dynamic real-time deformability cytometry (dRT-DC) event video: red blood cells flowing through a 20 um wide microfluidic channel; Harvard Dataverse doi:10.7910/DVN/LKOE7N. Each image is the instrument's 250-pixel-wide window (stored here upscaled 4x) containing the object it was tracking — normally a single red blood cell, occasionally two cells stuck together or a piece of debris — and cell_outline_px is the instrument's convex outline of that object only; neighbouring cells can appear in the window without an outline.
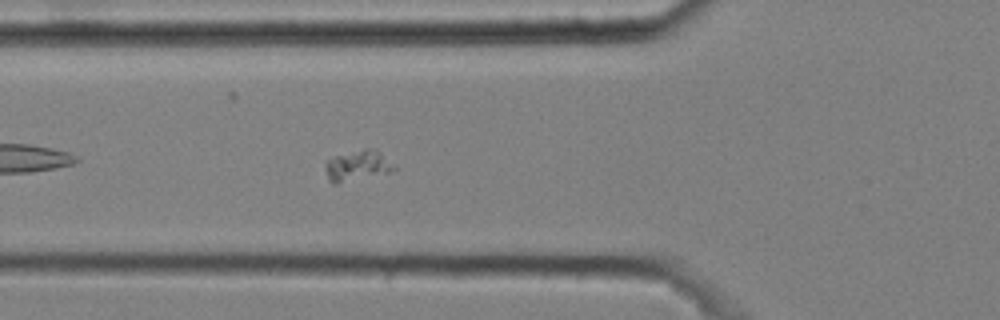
{"species": "common noctule bat (a hibernating species)", "species_latin": "Nyctalus noctula", "temperature_condition": "cold", "stored_images_in_passage": 41, "camera_frame_rate_fps": 3000, "um_per_image_px": 0.085, "animal": {"sex": "male", "body_mass_g": 20.4}, "frame": {"image": 1, "passage_image": 7, "time_ms": 2.0, "image_size_px": [1000, 320], "cell_outline_px": [[396, 168], [388, 172], [336, 184], [332, 184], [328, 180], [324, 168], [324, 164], [328, 160], [336, 156], [364, 148], [376, 148]], "centroid_in_image_um": [30.33, 14.08], "position_along_channel_um": 95.5, "area_um2": 12.08}}
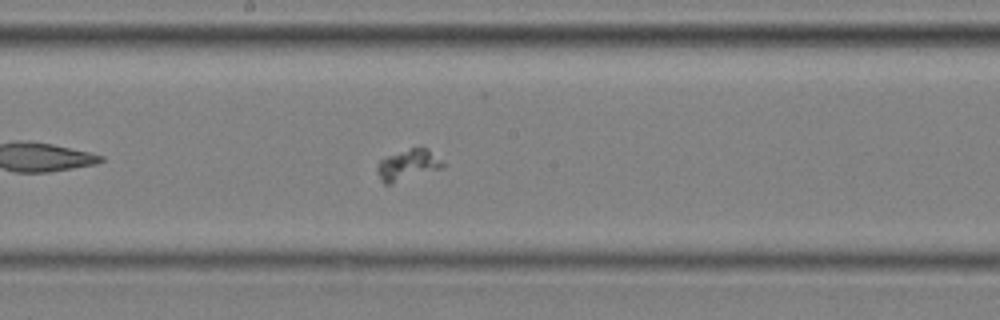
{"frame": {"image": 2, "passage_image": 17, "time_ms": 5.333, "image_size_px": [1000, 320], "cell_outline_px": [[448, 164], [444, 168], [392, 184], [384, 184], [380, 180], [376, 172], [376, 168], [380, 160], [388, 156], [420, 144], [428, 148]], "centroid_in_image_um": [34.73, 14.0], "position_along_channel_um": 213.5, "area_um2": 12.37}}
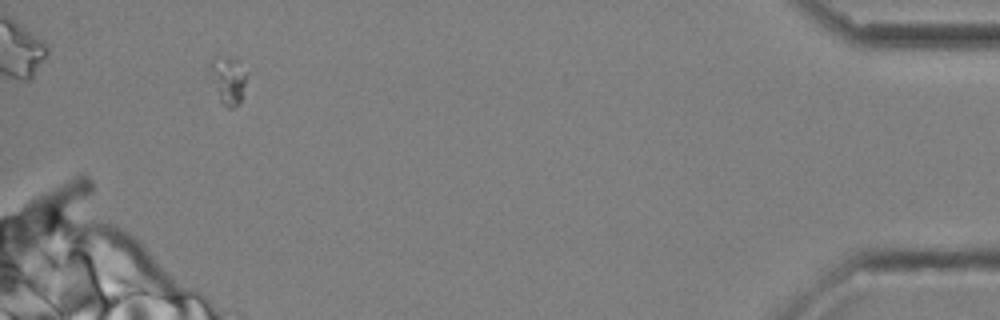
{"frame": {"image": 3, "passage_image": 39, "time_ms": 12.667, "image_size_px": [1000, 320], "cell_outline_px": [[248, 72], [240, 100], [232, 108], [228, 108], [220, 100], [208, 68], [208, 64], [216, 56], [228, 56], [236, 60]], "centroid_in_image_um": [19.38, 6.74], "position_along_channel_um": 415.8, "area_um2": 10.0}}